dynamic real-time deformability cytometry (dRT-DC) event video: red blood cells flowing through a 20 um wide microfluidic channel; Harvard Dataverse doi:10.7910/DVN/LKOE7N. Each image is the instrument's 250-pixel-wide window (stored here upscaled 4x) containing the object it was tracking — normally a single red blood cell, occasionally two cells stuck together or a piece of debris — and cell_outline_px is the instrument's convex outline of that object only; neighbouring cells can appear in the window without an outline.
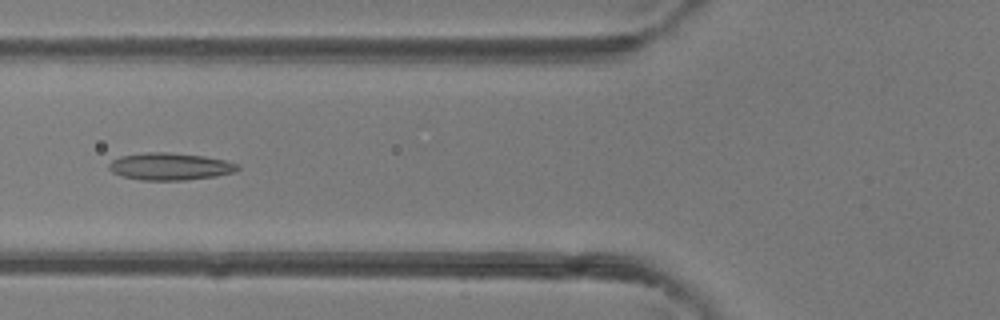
{"species": "common noctule bat (a hibernating species)", "species_latin": "Nyctalus noctula", "temperature_condition": "room temperature", "stored_images_in_passage": 5, "camera_frame_rate_fps": 3000, "um_per_image_px": 0.085, "animal": {"sex": "female"}, "frame": {"image": 1, "passage_image": 5, "time_ms": 4.333, "image_size_px": [1000, 320], "cell_outline_px": [[240, 168], [232, 172], [216, 176], [184, 180], [140, 180], [120, 176], [112, 172], [108, 168], [108, 164], [112, 160], [120, 156], [144, 152], [168, 152], [204, 156], [224, 160], [240, 164]], "centroid_in_image_um": [14.41, 14.15], "position_along_channel_um": 111.4, "area_um2": 20.52}}